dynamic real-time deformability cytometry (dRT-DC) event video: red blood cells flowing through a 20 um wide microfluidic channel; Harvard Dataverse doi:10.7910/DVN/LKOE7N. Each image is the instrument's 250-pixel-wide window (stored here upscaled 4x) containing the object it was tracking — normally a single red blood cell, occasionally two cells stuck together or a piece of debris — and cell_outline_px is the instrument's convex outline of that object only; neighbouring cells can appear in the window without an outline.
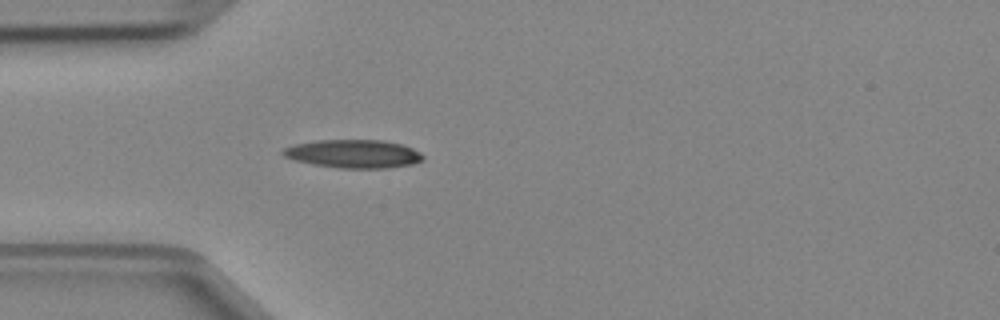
{"species": "Egyptian fruit bat (a non-hibernating species)", "species_latin": "Rousettus aegyptiacus", "temperature_condition": "cold", "stored_images_in_passage": 2, "camera_frame_rate_fps": 3000, "um_per_image_px": 0.085, "animal": {"sex": "female"}, "frame": {"image": 1, "passage_image": 2, "time_ms": 0.333, "image_size_px": [1000, 320], "cell_outline_px": [[424, 156], [420, 160], [412, 164], [388, 168], [340, 168], [312, 164], [296, 160], [284, 156], [280, 152], [284, 148], [296, 144], [316, 140], [384, 140], [400, 144], [412, 148], [420, 152]], "centroid_in_image_um": [30.04, 13.07], "position_along_channel_um": 55.0, "area_um2": 22.95}}